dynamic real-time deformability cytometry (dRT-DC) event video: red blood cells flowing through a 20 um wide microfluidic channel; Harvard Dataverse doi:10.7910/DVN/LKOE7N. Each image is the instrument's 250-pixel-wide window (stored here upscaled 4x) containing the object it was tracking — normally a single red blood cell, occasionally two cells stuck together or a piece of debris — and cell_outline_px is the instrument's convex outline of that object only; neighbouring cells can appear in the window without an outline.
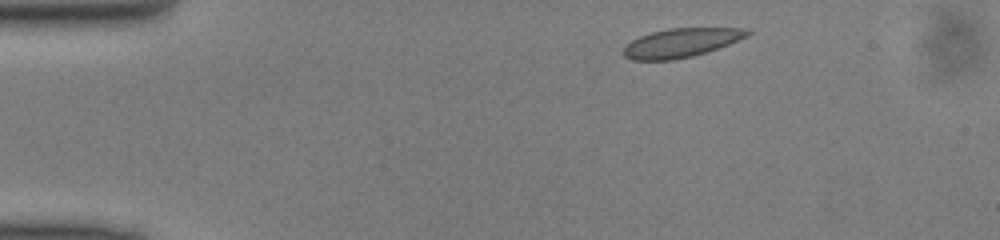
{"species": "common noctule bat (a hibernating species)", "species_latin": "Nyctalus noctula", "temperature_condition": "cold", "stored_images_in_passage": 42, "camera_frame_rate_fps": 3000, "um_per_image_px": 0.085, "animal": {"sex": "male", "body_mass_g": 13.0, "forearm_length_mm": 53.1}, "frame": {"image": 1, "passage_image": 1, "time_ms": 0.0, "image_size_px": [1000, 240], "cell_outline_px": [[752, 32], [748, 36], [728, 44], [692, 56], [672, 60], [632, 60], [624, 56], [624, 48], [632, 40], [640, 36], [652, 32], [668, 28], [748, 28]], "centroid_in_image_um": [57.9, 3.63], "position_along_channel_um": 27.1, "area_um2": 20.63}}
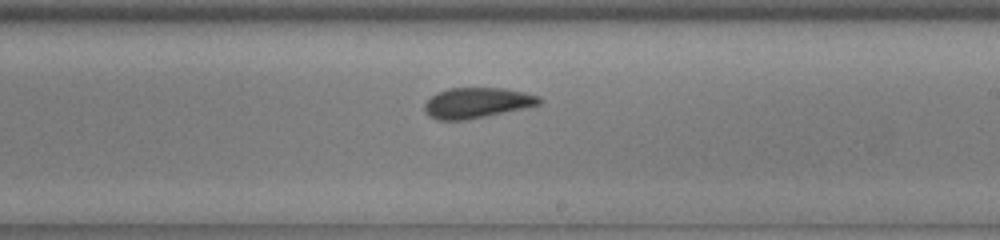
{"frame": {"image": 2, "passage_image": 22, "time_ms": 7.0, "image_size_px": [1000, 240], "cell_outline_px": [[544, 100], [540, 104], [524, 108], [464, 120], [436, 120], [428, 116], [424, 112], [424, 104], [436, 92], [448, 88], [504, 88], [524, 92], [540, 96]], "centroid_in_image_um": [40.52, 8.73], "position_along_channel_um": 248.5, "area_um2": 20.4}}
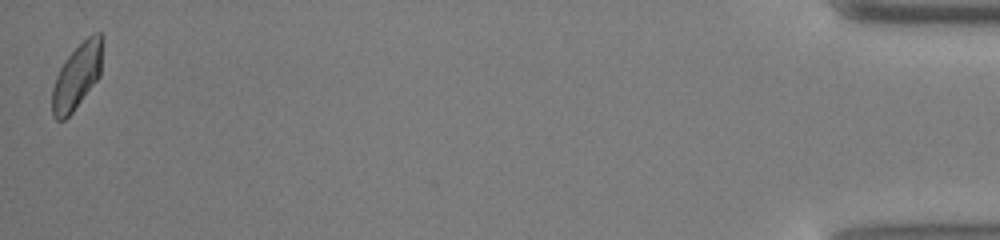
{"frame": {"image": 3, "passage_image": 42, "time_ms": 13.667, "image_size_px": [1000, 240], "cell_outline_px": [[104, 36], [100, 76], [72, 112], [64, 120], [56, 120], [52, 116], [52, 88], [56, 76], [64, 60], [88, 36], [96, 32], [104, 32]], "centroid_in_image_um": [6.56, 6.45], "position_along_channel_um": 428.6, "area_um2": 19.25}}